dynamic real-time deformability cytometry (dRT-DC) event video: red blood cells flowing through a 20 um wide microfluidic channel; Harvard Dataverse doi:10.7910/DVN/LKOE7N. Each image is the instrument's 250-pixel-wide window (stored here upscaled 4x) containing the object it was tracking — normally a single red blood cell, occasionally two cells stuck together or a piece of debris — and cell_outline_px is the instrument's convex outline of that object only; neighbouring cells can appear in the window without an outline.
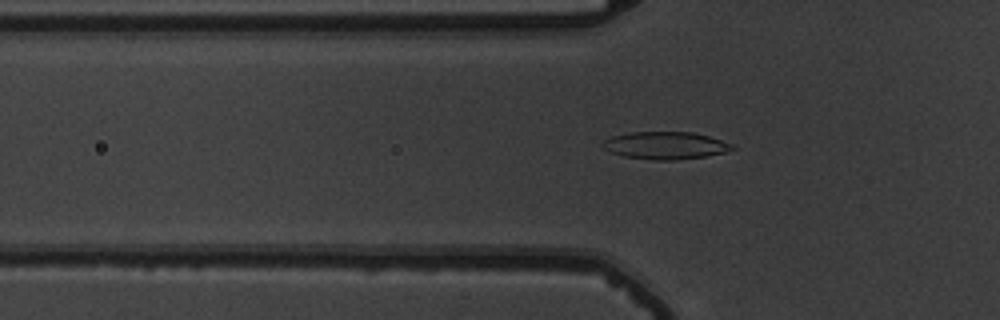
{"species": "common noctule bat (a hibernating species)", "species_latin": "Nyctalus noctula", "temperature_condition": "warm", "stored_images_in_passage": 39, "camera_frame_rate_fps": 3000, "um_per_image_px": 0.085, "animal": {"sex": "male", "body_mass_g": 19.5, "forearm_length_mm": 54.6}, "frame": {"image": 1, "passage_image": 3, "time_ms": 0.667, "image_size_px": [1000, 320], "cell_outline_px": [[736, 148], [724, 152], [704, 156], [672, 160], [652, 160], [624, 156], [608, 152], [600, 144], [604, 140], [612, 136], [632, 132], [692, 132], [708, 136], [732, 144]], "centroid_in_image_um": [56.5, 12.36], "position_along_channel_um": 69.3, "area_um2": 20.58}}
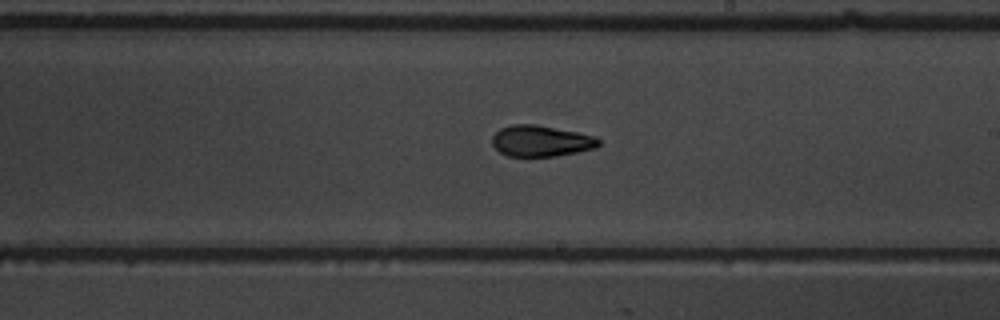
{"frame": {"image": 2, "passage_image": 17, "time_ms": 5.333, "image_size_px": [1000, 320], "cell_outline_px": [[600, 144], [596, 148], [556, 156], [508, 156], [500, 152], [492, 144], [492, 136], [500, 128], [512, 124], [536, 124], [576, 132], [592, 136], [600, 140]], "centroid_in_image_um": [45.95, 11.98], "position_along_channel_um": 243.0, "area_um2": 19.19}}
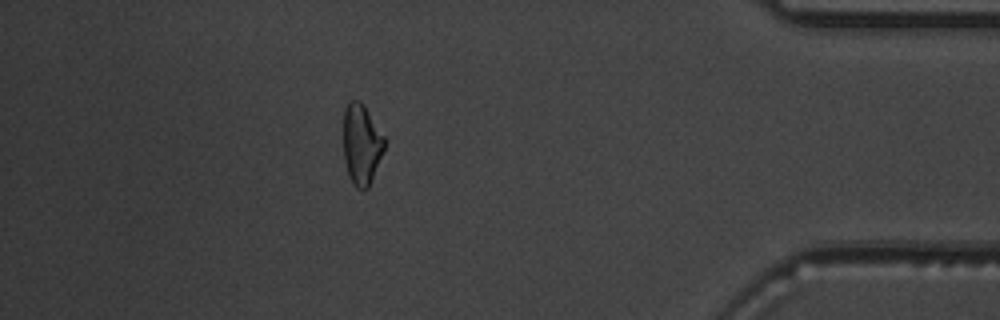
{"frame": {"image": 3, "passage_image": 33, "time_ms": 10.667, "image_size_px": [1000, 320], "cell_outline_px": [[384, 148], [368, 188], [356, 188], [352, 184], [344, 160], [344, 108], [348, 100], [360, 100], [364, 104], [384, 136]], "centroid_in_image_um": [30.71, 12.21], "position_along_channel_um": 404.5, "area_um2": 19.07}, "authors_computed_cell_mechanics": {"area_um2": 19.3052, "velocity_mm_per_s": 3.7384, "shape_relaxation_time_tau1_ms": 3.513, "shape_relaxation_time_tau2_ms": 2.5342, "deformation_change_tau1": 0.1535, "deformation_change_tau2": 0.104}}